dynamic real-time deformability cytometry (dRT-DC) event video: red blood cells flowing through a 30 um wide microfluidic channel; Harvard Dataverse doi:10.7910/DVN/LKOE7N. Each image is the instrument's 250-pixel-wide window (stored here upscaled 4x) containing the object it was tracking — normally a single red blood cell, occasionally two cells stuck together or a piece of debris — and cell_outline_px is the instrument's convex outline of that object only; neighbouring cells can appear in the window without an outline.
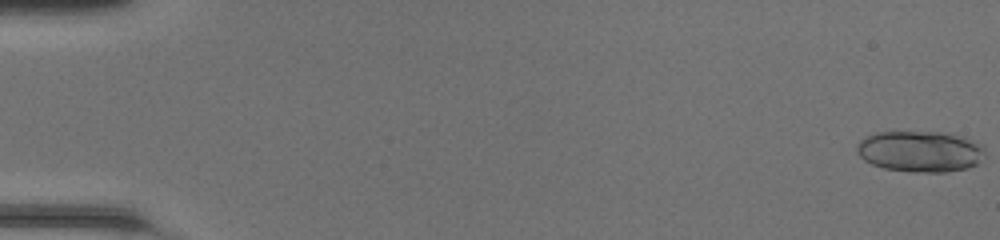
{"species": "common noctule bat (a hibernating species)", "species_latin": "Nyctalus noctula", "temperature_condition": "room temperature", "stored_images_in_passage": 49, "camera_frame_rate_fps": 3000, "um_per_image_px": 0.085, "animal": {"sex": "female", "body_mass_g": 20.0, "forearm_length_mm": 54.0}, "frame": {"image": 1, "passage_image": 1, "time_ms": 0.0, "image_size_px": [1000, 240], "cell_outline_px": [[984, 160], [968, 168], [944, 172], [912, 172], [884, 168], [872, 164], [864, 160], [856, 152], [856, 144], [860, 140], [876, 132], [944, 132], [964, 136], [980, 144], [984, 148]], "centroid_in_image_um": [78.23, 12.87], "position_along_channel_um": 6.8, "area_um2": 30.92}}
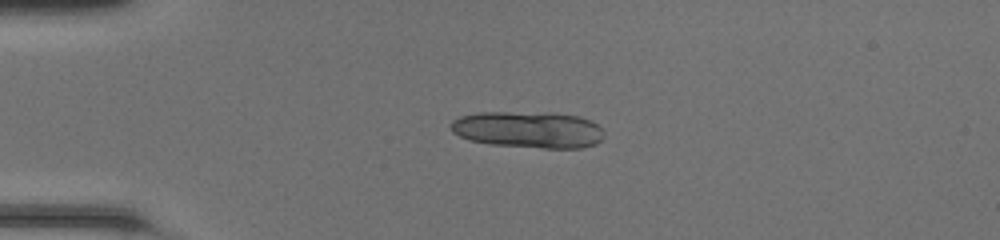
{"frame": {"image": 2, "passage_image": 13, "time_ms": 4.0, "image_size_px": [1000, 240], "cell_outline_px": [[604, 136], [596, 144], [584, 148], [544, 148], [492, 144], [472, 140], [460, 136], [452, 132], [448, 124], [452, 120], [460, 116], [476, 112], [552, 112], [580, 116], [592, 120], [604, 132]], "centroid_in_image_um": [44.92, 11.0], "position_along_channel_um": 40.1, "area_um2": 33.06}}